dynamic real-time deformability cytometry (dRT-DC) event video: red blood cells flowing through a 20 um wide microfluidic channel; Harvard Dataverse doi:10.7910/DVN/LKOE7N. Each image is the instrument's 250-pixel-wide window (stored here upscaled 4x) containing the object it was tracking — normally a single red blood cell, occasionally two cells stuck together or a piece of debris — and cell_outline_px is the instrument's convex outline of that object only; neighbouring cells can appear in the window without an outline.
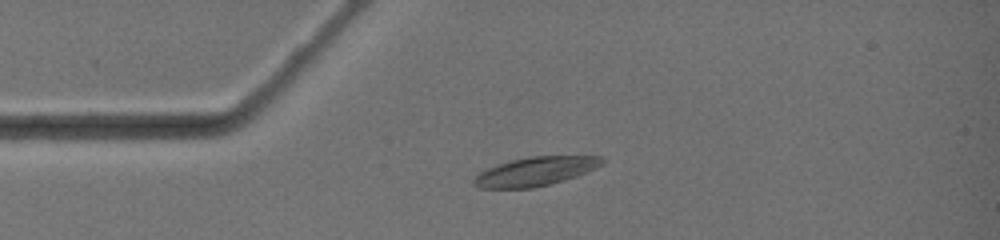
{"species": "common noctule bat (a hibernating species)", "species_latin": "Nyctalus noctula", "temperature_condition": "warm", "stored_images_in_passage": 2, "camera_frame_rate_fps": 3000, "um_per_image_px": 0.085, "animal": {"sex": "female", "body_mass_g": 19.0, "forearm_length_mm": 51.5}, "frame": {"image": 1, "passage_image": 1, "time_ms": 0.0, "image_size_px": [1000, 240], "cell_outline_px": [[604, 164], [576, 176], [564, 180], [532, 188], [480, 188], [472, 184], [472, 180], [480, 172], [496, 164], [512, 160], [532, 156], [604, 156]], "centroid_in_image_um": [45.5, 14.56], "position_along_channel_um": 39.5, "area_um2": 21.44}}